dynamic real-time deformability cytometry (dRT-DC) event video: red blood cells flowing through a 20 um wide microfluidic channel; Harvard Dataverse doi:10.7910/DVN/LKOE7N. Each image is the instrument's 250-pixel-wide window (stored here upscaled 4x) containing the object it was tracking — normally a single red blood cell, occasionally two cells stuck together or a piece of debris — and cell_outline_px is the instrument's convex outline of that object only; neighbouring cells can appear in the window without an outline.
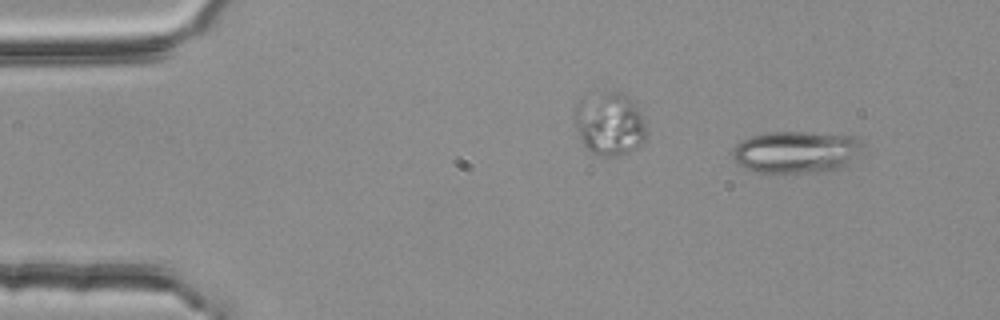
{"species": "common noctule bat (a hibernating species)", "species_latin": "Nyctalus noctula", "temperature_condition": "room temperature", "stored_images_in_passage": 4, "camera_frame_rate_fps": 3000, "um_per_image_px": 0.085, "animal": {"sex": "female", "body_mass_g": 25.1}, "frame": {"image": 1, "passage_image": 1, "time_ms": 0.0, "image_size_px": [1000, 320], "cell_outline_px": [[860, 156], [836, 172], [760, 172], [736, 164], [732, 156], [732, 148], [736, 144], [752, 136], [764, 132], [812, 132], [852, 136], [860, 140]], "centroid_in_image_um": [67.7, 12.93], "position_along_channel_um": 17.3, "area_um2": 32.14}}